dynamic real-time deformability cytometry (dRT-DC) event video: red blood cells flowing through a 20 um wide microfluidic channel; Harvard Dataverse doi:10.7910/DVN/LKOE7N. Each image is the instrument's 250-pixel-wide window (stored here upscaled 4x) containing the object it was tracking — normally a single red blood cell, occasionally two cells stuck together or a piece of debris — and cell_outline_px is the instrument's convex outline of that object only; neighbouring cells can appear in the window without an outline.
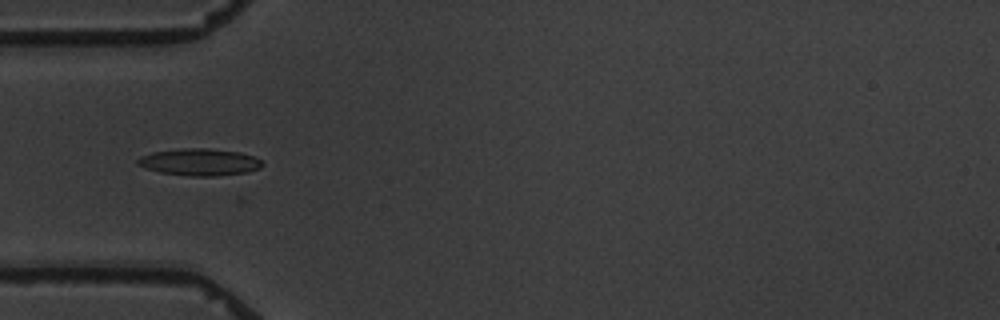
{"species": "common noctule bat (a hibernating species)", "species_latin": "Nyctalus noctula", "temperature_condition": "warm", "stored_images_in_passage": 6, "camera_frame_rate_fps": 3000, "um_per_image_px": 0.085, "animal": {"sex": "male", "body_mass_g": 19.5, "forearm_length_mm": 54.6}, "frame": {"image": 1, "passage_image": 4, "time_ms": 3.333, "image_size_px": [1000, 320], "cell_outline_px": [[264, 164], [260, 168], [248, 172], [216, 176], [188, 176], [160, 172], [144, 168], [136, 164], [136, 160], [140, 156], [152, 152], [184, 148], [208, 148], [240, 152], [252, 156], [260, 160]], "centroid_in_image_um": [16.94, 13.78], "position_along_channel_um": 68.1, "area_um2": 19.71}}
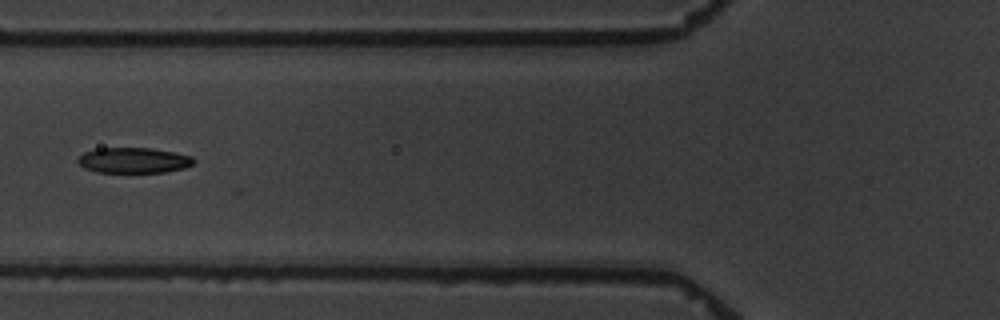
{"frame": {"image": 2, "passage_image": 5, "time_ms": 4.667, "image_size_px": [1000, 320], "cell_outline_px": [[196, 164], [184, 168], [164, 172], [96, 172], [84, 168], [76, 160], [84, 152], [96, 148], [152, 148], [192, 156], [196, 160]], "centroid_in_image_um": [11.38, 13.63], "position_along_channel_um": 114.4, "area_um2": 17.28}}